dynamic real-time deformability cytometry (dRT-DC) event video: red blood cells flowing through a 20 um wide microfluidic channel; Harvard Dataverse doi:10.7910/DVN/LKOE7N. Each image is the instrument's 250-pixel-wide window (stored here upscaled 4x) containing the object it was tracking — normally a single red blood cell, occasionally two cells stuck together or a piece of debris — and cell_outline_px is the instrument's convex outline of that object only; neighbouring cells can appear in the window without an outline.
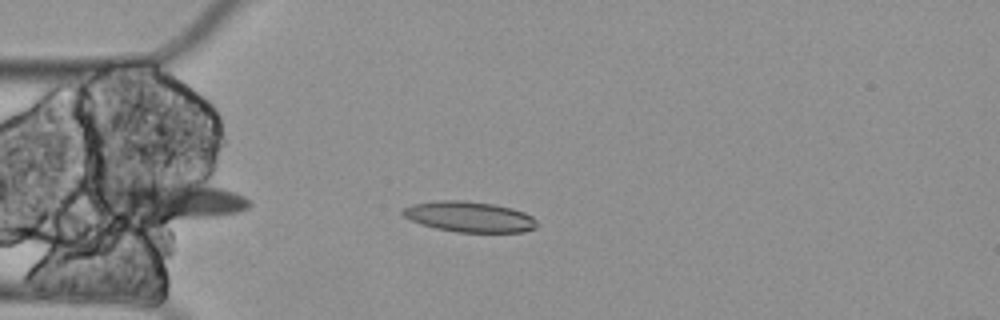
{"species": "Egyptian fruit bat (a non-hibernating species)", "species_latin": "Rousettus aegyptiacus", "temperature_condition": "cold", "stored_images_in_passage": 6, "camera_frame_rate_fps": 3000, "um_per_image_px": 0.085, "animal": {"sex": "female"}, "frame": {"image": 1, "passage_image": 5, "time_ms": 1.333, "image_size_px": [1000, 320], "cell_outline_px": [[540, 224], [536, 228], [524, 232], [456, 232], [436, 228], [420, 224], [404, 216], [400, 212], [404, 208], [412, 204], [436, 200], [464, 200], [492, 204], [512, 208], [524, 212], [532, 216]], "centroid_in_image_um": [39.92, 18.42], "position_along_channel_um": 45.1, "area_um2": 24.04}}